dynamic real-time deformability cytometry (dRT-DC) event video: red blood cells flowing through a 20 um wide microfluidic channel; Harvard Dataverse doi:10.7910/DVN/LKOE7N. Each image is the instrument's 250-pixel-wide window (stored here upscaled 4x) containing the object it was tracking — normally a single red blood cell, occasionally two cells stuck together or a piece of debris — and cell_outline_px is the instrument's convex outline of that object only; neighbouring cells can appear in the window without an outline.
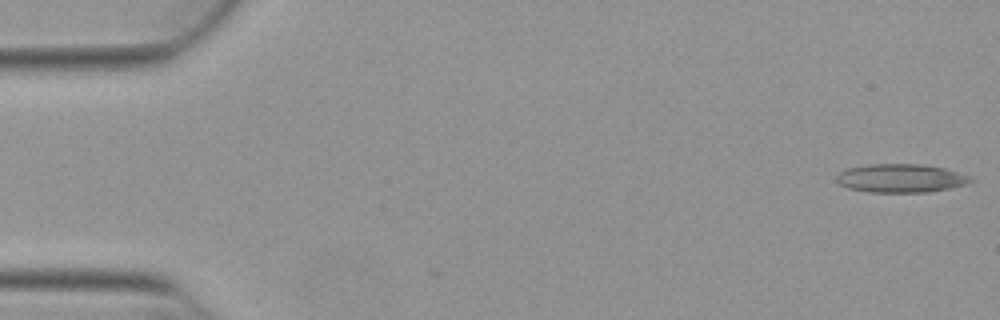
{"species": "Egyptian fruit bat (a non-hibernating species)", "species_latin": "Rousettus aegyptiacus", "temperature_condition": "warm", "stored_images_in_passage": 48, "camera_frame_rate_fps": 3000, "um_per_image_px": 0.085, "animal": {"sex": "female"}, "frame": {"image": 1, "passage_image": 1, "time_ms": 0.0, "image_size_px": [1000, 320], "cell_outline_px": [[976, 180], [964, 184], [948, 188], [928, 192], [868, 192], [848, 188], [840, 184], [836, 180], [836, 176], [840, 172], [848, 168], [868, 164], [920, 164], [944, 168], [972, 176]], "centroid_in_image_um": [76.57, 15.14], "position_along_channel_um": 8.4, "area_um2": 22.25}}
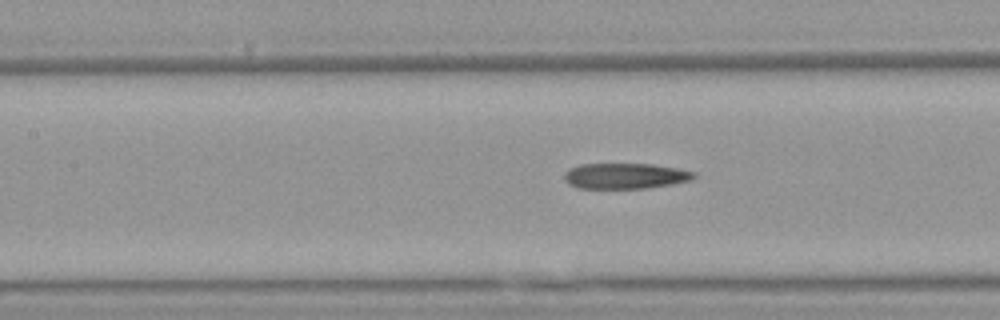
{"frame": {"image": 2, "passage_image": 23, "time_ms": 7.333, "image_size_px": [1000, 320], "cell_outline_px": [[696, 176], [692, 180], [672, 184], [644, 188], [580, 188], [568, 184], [564, 180], [564, 172], [568, 168], [580, 164], [652, 164], [676, 168], [696, 172]], "centroid_in_image_um": [53.12, 14.95], "position_along_channel_um": 154.3, "area_um2": 19.42}}
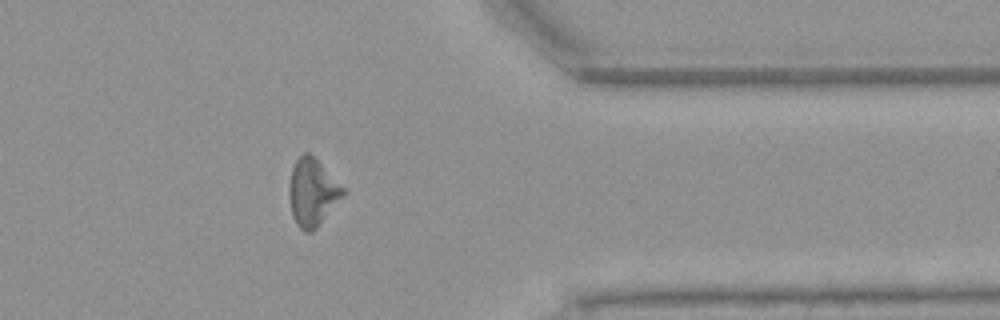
{"frame": {"image": 3, "passage_image": 42, "time_ms": 13.667, "image_size_px": [1000, 320], "cell_outline_px": [[348, 192], [316, 228], [312, 232], [304, 232], [296, 224], [292, 216], [288, 196], [288, 188], [292, 168], [296, 160], [304, 152], [308, 152]], "centroid_in_image_um": [26.54, 16.39], "position_along_channel_um": 384.9, "area_um2": 21.1}, "authors_computed_cell_mechanics": {"area_um2": 20.9814, "velocity_mm_per_s": 3.878, "shape_relaxation_time_tau1_ms": null, "shape_relaxation_time_tau2_ms": 4.4728, "deformation_change_tau1": null, "deformation_change_tau2": 0.1692}}